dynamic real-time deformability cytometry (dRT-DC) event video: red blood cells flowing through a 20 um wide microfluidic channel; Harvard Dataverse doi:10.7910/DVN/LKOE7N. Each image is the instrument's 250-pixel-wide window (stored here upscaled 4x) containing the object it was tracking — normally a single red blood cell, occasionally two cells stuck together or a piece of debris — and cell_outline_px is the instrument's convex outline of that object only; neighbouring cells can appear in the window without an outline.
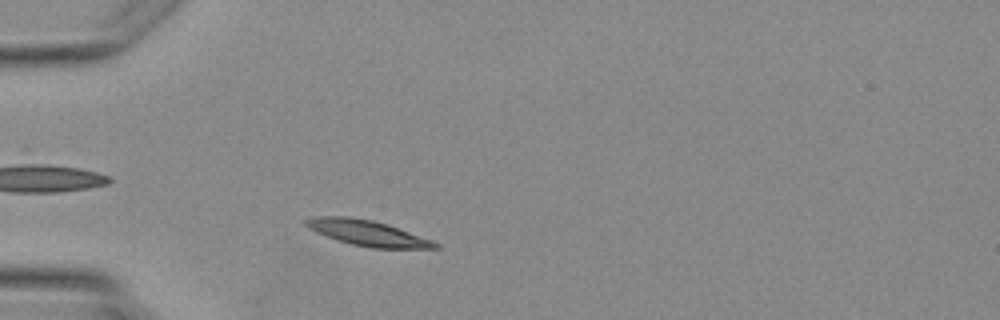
{"species": "Egyptian fruit bat (a non-hibernating species)", "species_latin": "Rousettus aegyptiacus", "temperature_condition": "warm", "stored_images_in_passage": 4, "camera_frame_rate_fps": 3000, "um_per_image_px": 0.085, "animal": {"sex": "female"}, "frame": {"image": 1, "passage_image": 4, "time_ms": 3.667, "image_size_px": [1000, 320], "cell_outline_px": [[440, 248], [372, 248], [352, 244], [336, 240], [316, 232], [308, 228], [304, 224], [304, 220], [316, 216], [348, 216], [372, 220], [388, 224], [432, 240], [440, 244]], "centroid_in_image_um": [31.22, 19.8], "position_along_channel_um": 53.8, "area_um2": 19.25}}